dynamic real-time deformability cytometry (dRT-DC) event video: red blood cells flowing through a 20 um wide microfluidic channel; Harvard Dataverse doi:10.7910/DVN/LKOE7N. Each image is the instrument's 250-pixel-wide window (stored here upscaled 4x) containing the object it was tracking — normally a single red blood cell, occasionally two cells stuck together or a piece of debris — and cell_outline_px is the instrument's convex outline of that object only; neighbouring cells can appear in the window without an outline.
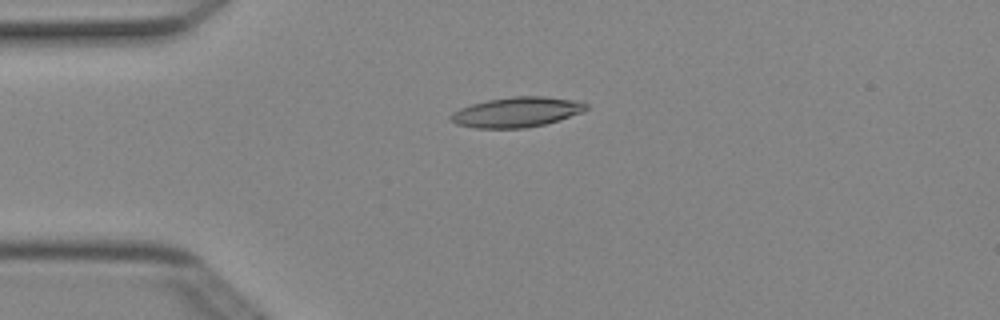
{"species": "Egyptian fruit bat (a non-hibernating species)", "species_latin": "Rousettus aegyptiacus", "temperature_condition": "cold", "stored_images_in_passage": 6, "camera_frame_rate_fps": 3000, "um_per_image_px": 0.085, "animal": {"sex": "female"}, "frame": {"image": 1, "passage_image": 3, "time_ms": 0.667, "image_size_px": [1000, 320], "cell_outline_px": [[588, 108], [584, 112], [560, 120], [544, 124], [524, 128], [476, 128], [456, 124], [448, 116], [452, 112], [460, 108], [472, 104], [488, 100], [512, 96], [544, 96], [572, 100], [588, 104]], "centroid_in_image_um": [43.92, 9.53], "position_along_channel_um": 41.1, "area_um2": 23.7}}
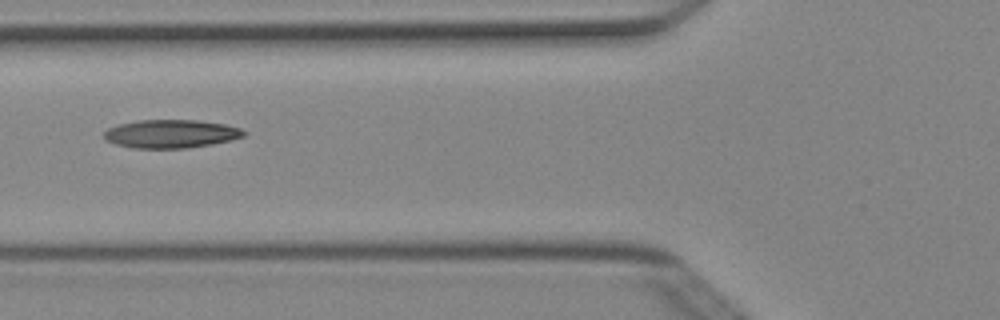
{"frame": {"image": 2, "passage_image": 5, "time_ms": 1.333, "image_size_px": [1000, 320], "cell_outline_px": [[248, 132], [244, 136], [232, 140], [212, 144], [188, 148], [132, 148], [116, 144], [104, 140], [104, 132], [108, 128], [120, 124], [140, 120], [196, 120], [224, 124], [240, 128]], "centroid_in_image_um": [14.54, 11.38], "position_along_channel_um": 111.3, "area_um2": 23.12}}
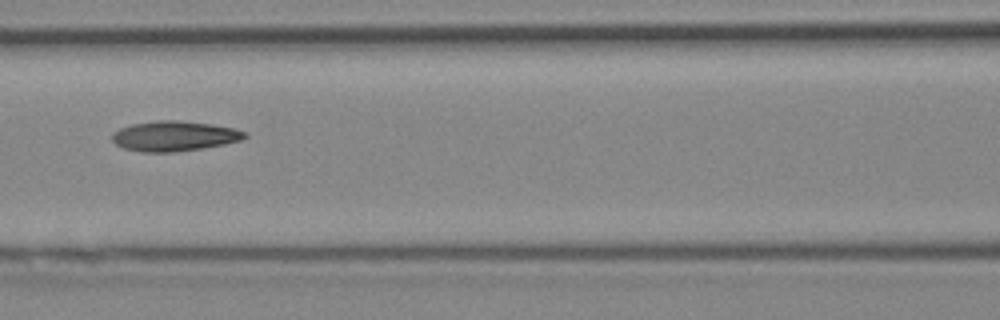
{"frame": {"image": 3, "passage_image": 6, "time_ms": 1.667, "image_size_px": [1000, 320], "cell_outline_px": [[248, 136], [240, 140], [224, 144], [176, 152], [140, 152], [124, 148], [116, 144], [112, 140], [112, 132], [120, 128], [132, 124], [160, 120], [176, 120], [212, 124], [232, 128], [244, 132]], "centroid_in_image_um": [14.77, 11.57], "position_along_channel_um": 151.8, "area_um2": 23.06}}